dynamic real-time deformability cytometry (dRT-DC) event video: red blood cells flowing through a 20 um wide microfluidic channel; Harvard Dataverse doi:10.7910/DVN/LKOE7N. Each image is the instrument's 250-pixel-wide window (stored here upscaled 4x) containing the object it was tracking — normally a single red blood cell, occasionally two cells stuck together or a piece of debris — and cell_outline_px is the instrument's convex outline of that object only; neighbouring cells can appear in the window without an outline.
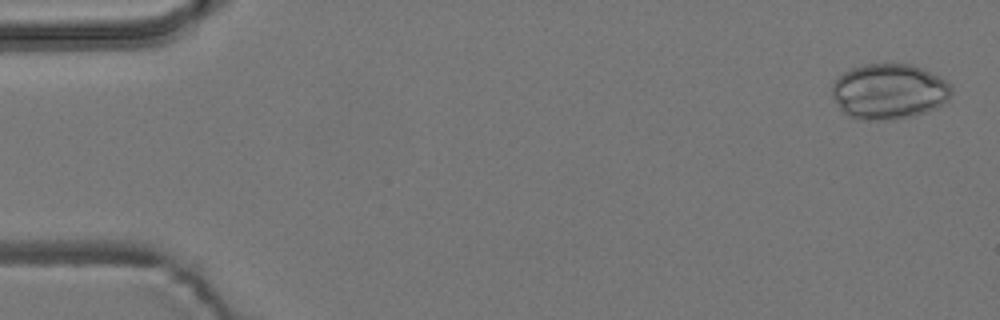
{"species": "common noctule bat (a hibernating species)", "species_latin": "Nyctalus noctula", "temperature_condition": "room temperature", "stored_images_in_passage": 4, "camera_frame_rate_fps": 3000, "um_per_image_px": 0.085, "animal": {"sex": "male", "body_mass_g": 19.2, "forearm_length_mm": 51.8}, "frame": {"image": 1, "passage_image": 1, "time_ms": 0.0, "image_size_px": [1000, 320], "cell_outline_px": [[952, 92], [948, 100], [936, 108], [924, 112], [892, 120], [856, 120], [848, 116], [840, 108], [832, 96], [832, 84], [844, 72], [852, 68], [864, 64], [912, 64], [940, 76], [952, 84]], "centroid_in_image_um": [75.57, 7.78], "position_along_channel_um": 9.4, "area_um2": 38.73}}